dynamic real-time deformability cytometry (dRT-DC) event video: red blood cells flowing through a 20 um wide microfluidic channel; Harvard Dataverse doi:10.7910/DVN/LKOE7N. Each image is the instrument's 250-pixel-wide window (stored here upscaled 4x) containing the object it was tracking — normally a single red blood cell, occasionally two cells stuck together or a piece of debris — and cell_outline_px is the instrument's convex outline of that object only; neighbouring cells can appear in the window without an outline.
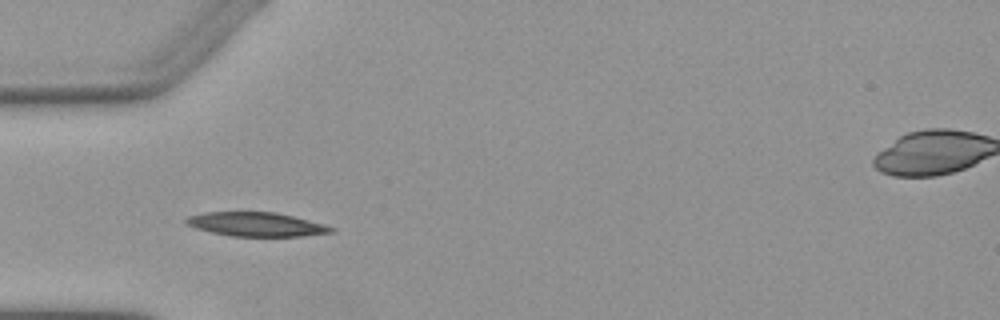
{"species": "Egyptian fruit bat (a non-hibernating species)", "species_latin": "Rousettus aegyptiacus", "temperature_condition": "warm", "stored_images_in_passage": 3, "camera_frame_rate_fps": 3000, "um_per_image_px": 0.085, "animal": {"sex": "female"}, "frame": {"image": 1, "passage_image": 1, "time_ms": 0.0, "image_size_px": [1000, 320], "cell_outline_px": [[336, 228], [332, 232], [304, 236], [232, 236], [212, 232], [196, 228], [188, 224], [184, 220], [188, 216], [204, 212], [276, 212], [324, 224]], "centroid_in_image_um": [21.79, 19.06], "position_along_channel_um": 63.2, "area_um2": 20.11}}
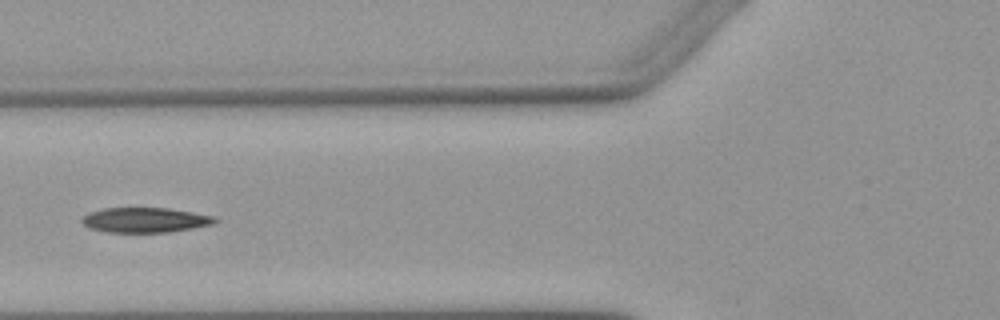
{"frame": {"image": 2, "passage_image": 2, "time_ms": 1.333, "image_size_px": [1000, 320], "cell_outline_px": [[220, 220], [212, 224], [192, 228], [168, 232], [104, 232], [88, 228], [80, 220], [88, 212], [104, 208], [168, 208], [216, 216]], "centroid_in_image_um": [12.32, 18.7], "position_along_channel_um": 113.5, "area_um2": 19.42}}
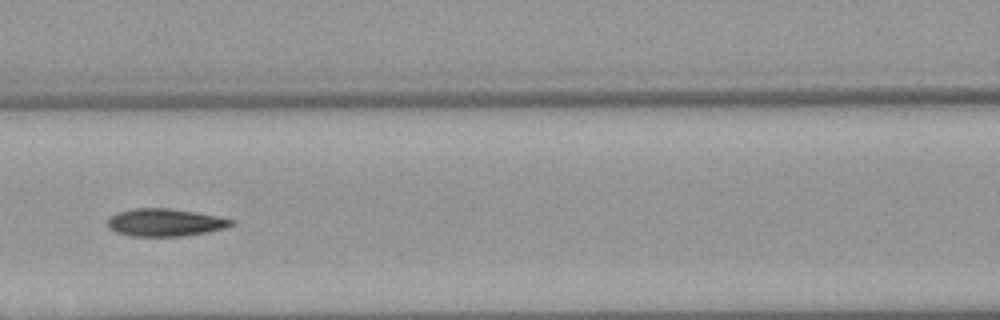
{"frame": {"image": 3, "passage_image": 3, "time_ms": 2.333, "image_size_px": [1000, 320], "cell_outline_px": [[236, 224], [224, 228], [208, 232], [184, 236], [132, 236], [116, 232], [108, 228], [108, 216], [116, 212], [132, 208], [168, 208], [216, 216], [236, 220]], "centroid_in_image_um": [14.01, 18.91], "position_along_channel_um": 152.6, "area_um2": 20.0}}